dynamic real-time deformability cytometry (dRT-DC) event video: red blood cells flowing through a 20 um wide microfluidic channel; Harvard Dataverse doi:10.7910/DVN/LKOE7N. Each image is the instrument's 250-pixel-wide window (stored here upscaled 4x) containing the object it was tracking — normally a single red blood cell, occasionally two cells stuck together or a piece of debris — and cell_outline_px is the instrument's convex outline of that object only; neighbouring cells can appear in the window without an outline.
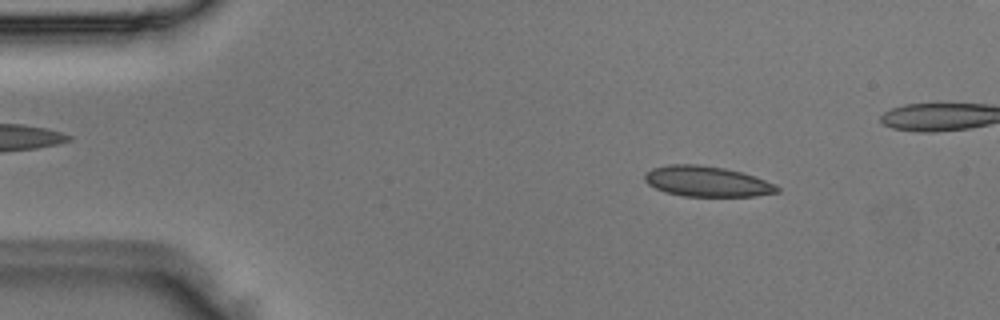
{"species": "Egyptian fruit bat (a non-hibernating species)", "species_latin": "Rousettus aegyptiacus", "temperature_condition": "room temperature", "stored_images_in_passage": 4, "camera_frame_rate_fps": 3000, "um_per_image_px": 0.085, "animal": {"sex": "male"}, "frame": {"image": 1, "passage_image": 1, "time_ms": 0.0, "image_size_px": [1000, 320], "cell_outline_px": [[780, 192], [756, 196], [684, 196], [664, 192], [648, 184], [644, 180], [644, 172], [652, 168], [668, 164], [696, 164], [724, 168], [740, 172], [776, 184], [780, 188]], "centroid_in_image_um": [60.06, 15.42], "position_along_channel_um": 24.9, "area_um2": 23.52}}